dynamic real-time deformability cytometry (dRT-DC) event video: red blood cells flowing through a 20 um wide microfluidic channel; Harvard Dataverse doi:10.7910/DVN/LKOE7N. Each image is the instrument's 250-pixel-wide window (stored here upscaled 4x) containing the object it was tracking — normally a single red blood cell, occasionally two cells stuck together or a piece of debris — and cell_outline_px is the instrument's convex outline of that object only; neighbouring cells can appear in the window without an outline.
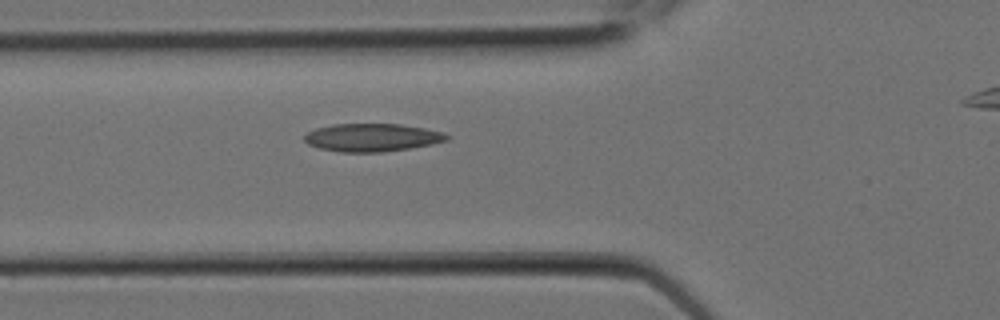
{"species": "Egyptian fruit bat (a non-hibernating species)", "species_latin": "Rousettus aegyptiacus", "temperature_condition": "room temperature", "stored_images_in_passage": 4, "segment_of_instrument_passage": [1, 2], "camera_frame_rate_fps": 3000, "um_per_image_px": 0.085, "animal": {"sex": "female"}, "frame": {"image": 1, "passage_image": 3, "time_ms": 0.667, "image_size_px": [1000, 320], "cell_outline_px": [[452, 136], [448, 140], [432, 144], [408, 148], [380, 152], [340, 152], [320, 148], [308, 144], [304, 140], [304, 136], [308, 132], [316, 128], [332, 124], [400, 124], [424, 128], [444, 132]], "centroid_in_image_um": [31.65, 11.68], "position_along_channel_um": 94.2, "area_um2": 23.18}}